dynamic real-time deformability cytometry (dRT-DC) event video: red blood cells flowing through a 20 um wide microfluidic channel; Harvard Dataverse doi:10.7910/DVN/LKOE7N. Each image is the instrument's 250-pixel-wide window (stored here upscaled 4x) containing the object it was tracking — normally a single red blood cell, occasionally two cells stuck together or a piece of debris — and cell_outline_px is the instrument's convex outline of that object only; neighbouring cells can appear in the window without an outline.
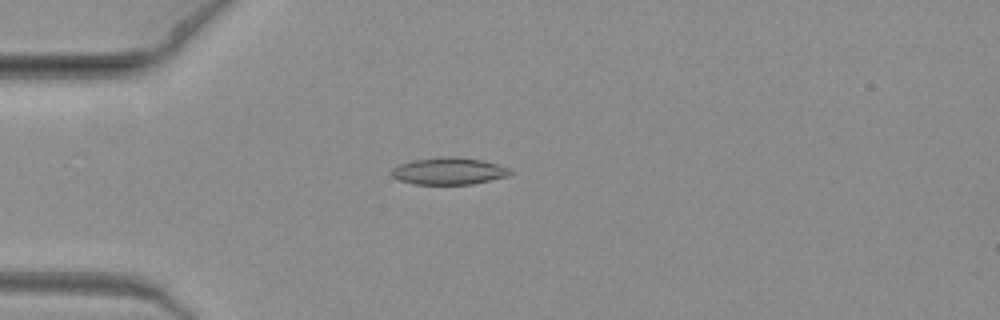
{"species": "common noctule bat (a hibernating species)", "species_latin": "Nyctalus noctula", "temperature_condition": "warm", "stored_images_in_passage": 10, "camera_frame_rate_fps": 3000, "um_per_image_px": 0.085, "animal": {"sex": "female", "body_mass_g": 19.3, "forearm_length_mm": 54.1}, "frame": {"image": 1, "passage_image": 7, "time_ms": 2.0, "image_size_px": [1000, 320], "cell_outline_px": [[512, 172], [508, 176], [472, 184], [416, 184], [400, 180], [392, 176], [388, 172], [392, 168], [400, 164], [412, 160], [452, 156], [480, 160], [496, 164], [508, 168]], "centroid_in_image_um": [38.11, 14.54], "position_along_channel_um": 46.9, "area_um2": 18.44}}
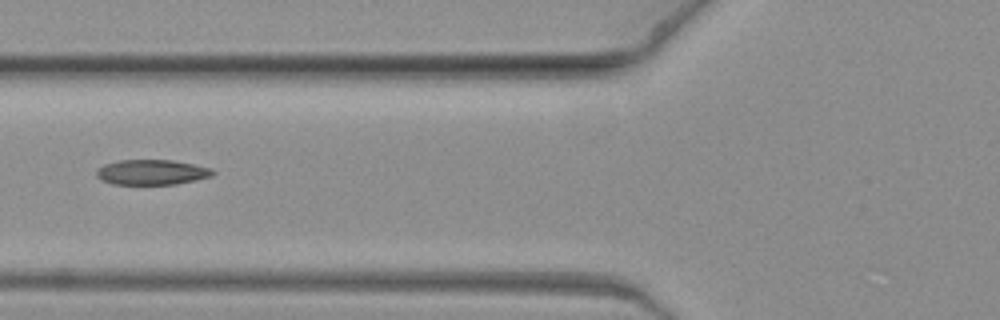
{"frame": {"image": 2, "passage_image": 9, "time_ms": 2.667, "image_size_px": [1000, 320], "cell_outline_px": [[216, 172], [212, 176], [196, 180], [176, 184], [112, 184], [100, 180], [96, 176], [96, 168], [104, 164], [120, 160], [172, 160], [212, 168]], "centroid_in_image_um": [12.88, 14.64], "position_along_channel_um": 112.9, "area_um2": 17.17}}